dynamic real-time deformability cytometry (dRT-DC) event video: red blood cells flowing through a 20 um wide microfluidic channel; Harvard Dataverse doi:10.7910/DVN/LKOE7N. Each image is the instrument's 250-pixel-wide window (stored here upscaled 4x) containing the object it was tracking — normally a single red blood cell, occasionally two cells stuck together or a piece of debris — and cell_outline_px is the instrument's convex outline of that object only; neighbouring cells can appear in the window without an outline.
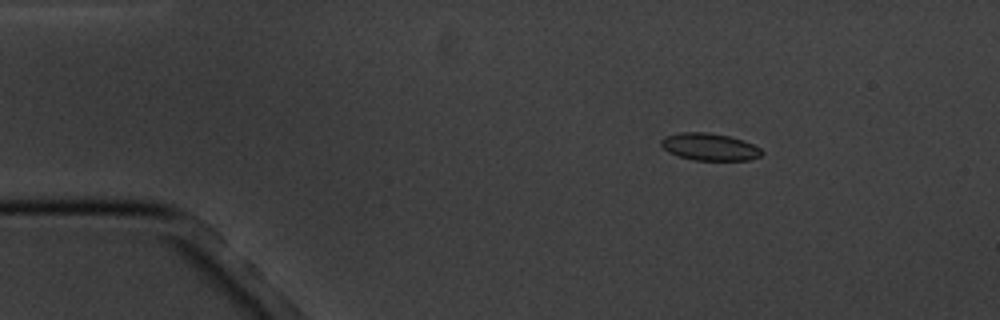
{"species": "common noctule bat (a hibernating species)", "species_latin": "Nyctalus noctula", "temperature_condition": "cold", "stored_images_in_passage": 5, "camera_frame_rate_fps": 3000, "um_per_image_px": 0.085, "animal": {"sex": "male", "body_mass_g": 20.1, "forearm_length_mm": 53.5}, "frame": {"image": 1, "passage_image": 2, "time_ms": 1.333, "image_size_px": [1000, 320], "cell_outline_px": [[764, 152], [760, 156], [752, 160], [696, 160], [680, 156], [668, 152], [660, 144], [660, 140], [664, 136], [680, 132], [708, 132], [728, 136], [744, 140], [760, 148]], "centroid_in_image_um": [60.32, 12.47], "position_along_channel_um": 24.7, "area_um2": 16.01}}
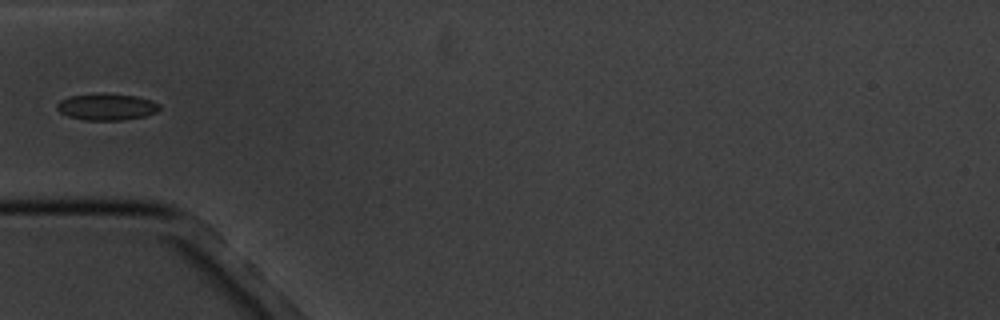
{"frame": {"image": 2, "passage_image": 5, "time_ms": 4.667, "image_size_px": [1000, 320], "cell_outline_px": [[160, 108], [156, 112], [144, 116], [124, 120], [84, 120], [68, 116], [60, 112], [56, 108], [56, 104], [60, 100], [68, 96], [136, 96], [152, 100], [160, 104]], "centroid_in_image_um": [9.07, 9.13], "position_along_channel_um": 75.9, "area_um2": 15.2}}